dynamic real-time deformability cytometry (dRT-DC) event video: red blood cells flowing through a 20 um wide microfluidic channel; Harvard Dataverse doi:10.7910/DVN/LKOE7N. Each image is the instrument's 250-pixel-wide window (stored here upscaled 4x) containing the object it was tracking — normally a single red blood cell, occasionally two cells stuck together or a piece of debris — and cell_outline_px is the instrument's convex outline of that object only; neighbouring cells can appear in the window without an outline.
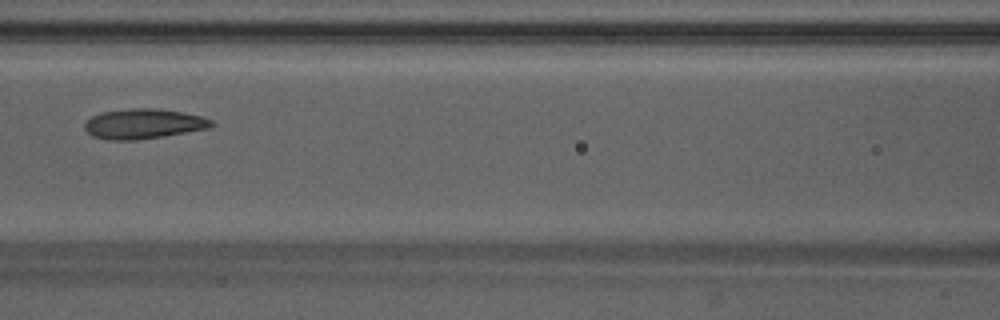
{"species": "Egyptian fruit bat (a non-hibernating species)", "species_latin": "Rousettus aegyptiacus", "temperature_condition": "warm", "stored_images_in_passage": 5, "camera_frame_rate_fps": 3000, "um_per_image_px": 0.085, "animal": {"sex": "male"}, "frame": {"image": 1, "passage_image": 5, "time_ms": 1.333, "image_size_px": [1000, 320], "cell_outline_px": [[216, 124], [208, 128], [164, 136], [136, 140], [108, 140], [92, 136], [84, 128], [84, 124], [92, 116], [100, 112], [132, 108], [160, 108], [200, 116], [212, 120]], "centroid_in_image_um": [12.18, 10.52], "position_along_channel_um": 154.4, "area_um2": 22.14}}